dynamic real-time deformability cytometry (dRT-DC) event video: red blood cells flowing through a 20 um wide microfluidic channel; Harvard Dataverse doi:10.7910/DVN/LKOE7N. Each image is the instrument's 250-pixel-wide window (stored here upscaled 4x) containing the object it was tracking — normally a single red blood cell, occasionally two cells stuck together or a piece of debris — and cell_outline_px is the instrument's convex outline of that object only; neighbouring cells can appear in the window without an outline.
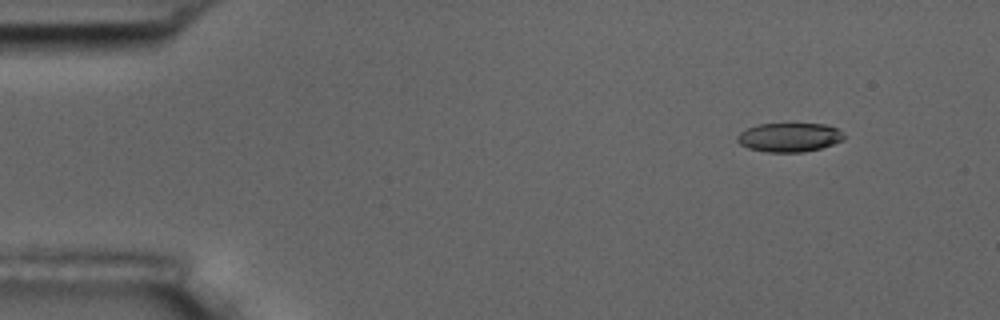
{"species": "common noctule bat (a hibernating species)", "species_latin": "Nyctalus noctula", "temperature_condition": "room temperature", "stored_images_in_passage": 56, "camera_frame_rate_fps": 3000, "um_per_image_px": 0.085, "animal": {"sex": "male", "body_mass_g": 17.5, "forearm_length_mm": 52.3}, "frame": {"image": 1, "passage_image": 6, "time_ms": 1.667, "image_size_px": [1000, 320], "cell_outline_px": [[844, 140], [820, 148], [804, 152], [768, 152], [748, 148], [740, 144], [736, 140], [736, 136], [740, 132], [748, 128], [760, 124], [824, 124], [836, 128], [844, 136]], "centroid_in_image_um": [67.06, 11.68], "position_along_channel_um": 17.9, "area_um2": 17.86}}
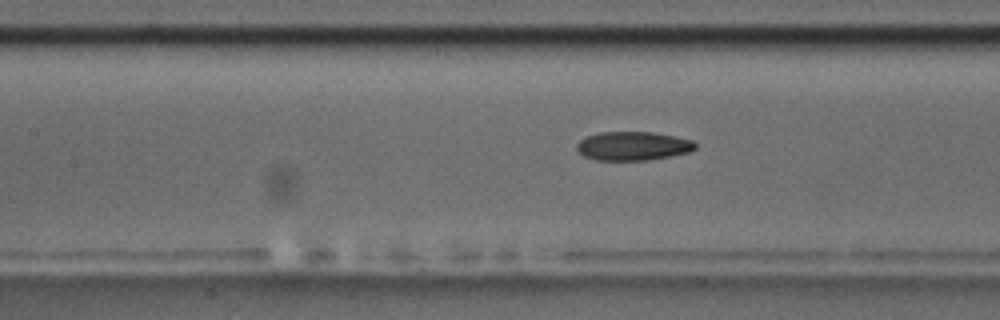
{"frame": {"image": 2, "passage_image": 25, "time_ms": 8.0, "image_size_px": [1000, 320], "cell_outline_px": [[696, 148], [688, 152], [648, 160], [596, 160], [584, 156], [576, 148], [576, 144], [580, 140], [588, 136], [600, 132], [652, 132], [692, 140], [696, 144]], "centroid_in_image_um": [53.77, 12.41], "position_along_channel_um": 153.6, "area_um2": 19.65}}
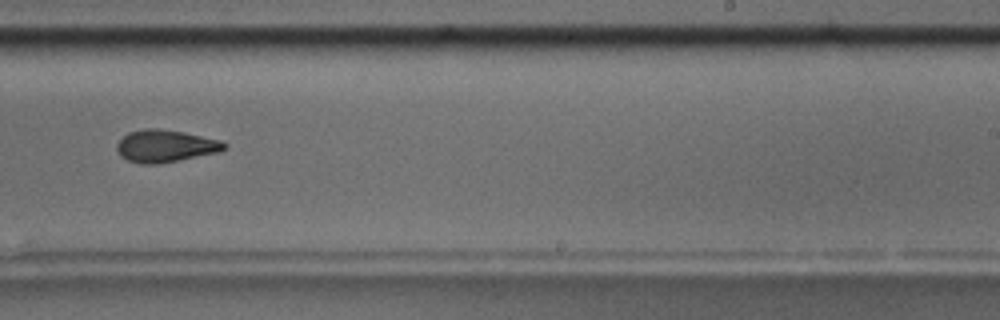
{"frame": {"image": 3, "passage_image": 35, "time_ms": 11.333, "image_size_px": [1000, 320], "cell_outline_px": [[228, 148], [220, 152], [156, 164], [140, 164], [128, 160], [120, 156], [116, 152], [116, 144], [128, 132], [144, 128], [156, 128], [184, 132], [220, 140], [228, 144]], "centroid_in_image_um": [14.05, 12.41], "position_along_channel_um": 274.9, "area_um2": 20.35}, "authors_computed_cell_mechanics": {"area_um2": 19.8543, "velocity_mm_per_s": 3.6543, "shape_relaxation_time_tau1_ms": 8.7118, "shape_relaxation_time_tau2_ms": 4.619, "deformation_change_tau1": 0.1789, "deformation_change_tau2": 0.123}}